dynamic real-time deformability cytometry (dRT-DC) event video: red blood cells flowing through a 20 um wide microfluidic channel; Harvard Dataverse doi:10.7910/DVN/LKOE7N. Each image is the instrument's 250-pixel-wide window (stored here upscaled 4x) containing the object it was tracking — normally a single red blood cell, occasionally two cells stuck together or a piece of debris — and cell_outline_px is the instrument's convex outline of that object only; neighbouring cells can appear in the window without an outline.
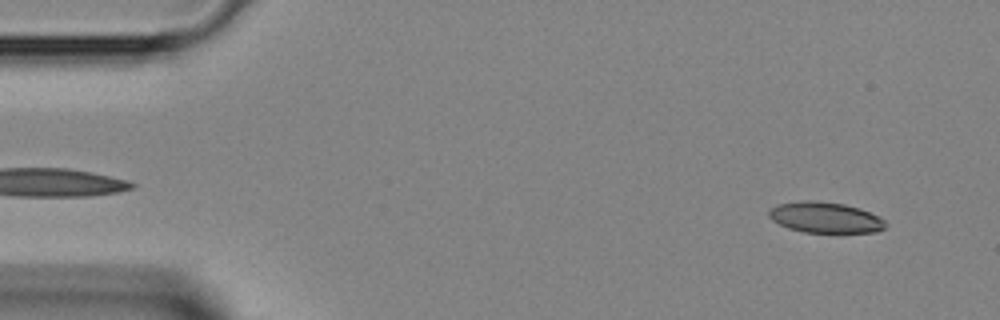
{"species": "Egyptian fruit bat (a non-hibernating species)", "species_latin": "Rousettus aegyptiacus", "temperature_condition": "room temperature", "stored_images_in_passage": 42, "camera_frame_rate_fps": 3000, "um_per_image_px": 0.085, "animal": {"sex": "female"}, "frame": {"image": 1, "passage_image": 3, "time_ms": 0.667, "image_size_px": [1000, 320], "cell_outline_px": [[888, 224], [884, 228], [876, 232], [804, 232], [788, 228], [772, 220], [768, 216], [768, 212], [776, 204], [804, 200], [812, 200], [844, 204], [868, 212], [884, 220]], "centroid_in_image_um": [70.11, 18.48], "position_along_channel_um": 14.9, "area_um2": 20.69}}
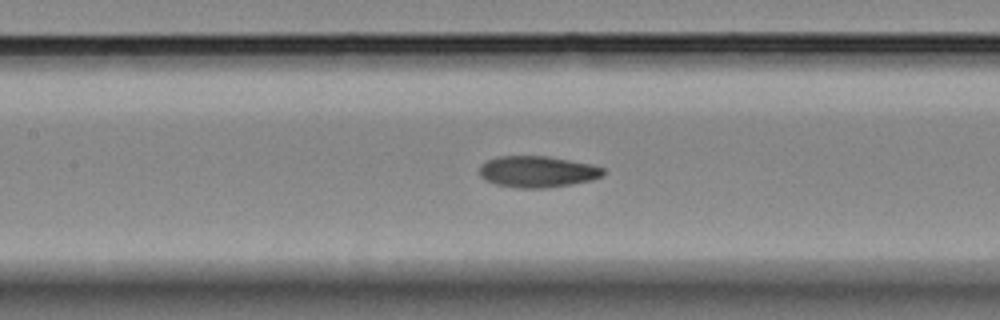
{"frame": {"image": 2, "passage_image": 19, "time_ms": 6.0, "image_size_px": [1000, 320], "cell_outline_px": [[604, 176], [592, 180], [544, 188], [520, 188], [496, 184], [484, 180], [480, 176], [480, 164], [496, 156], [548, 156], [592, 164], [604, 168]], "centroid_in_image_um": [45.67, 14.58], "position_along_channel_um": 161.7, "area_um2": 22.66}}
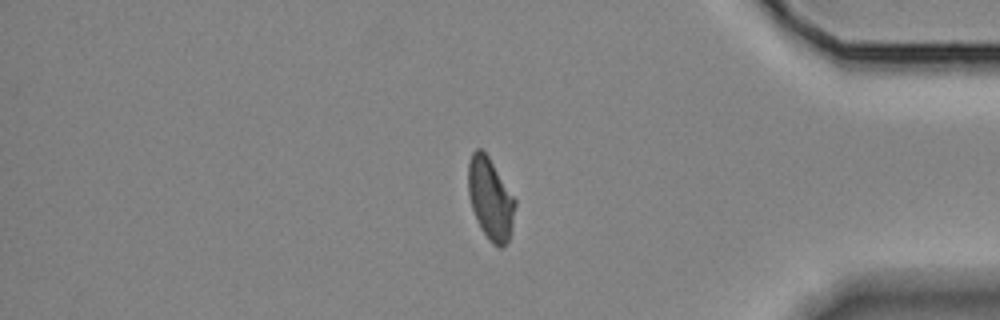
{"frame": {"image": 3, "passage_image": 36, "time_ms": 11.667, "image_size_px": [1000, 320], "cell_outline_px": [[516, 204], [512, 224], [508, 240], [500, 248], [492, 244], [480, 228], [472, 208], [468, 192], [468, 164], [472, 152], [476, 148], [480, 148], [488, 156], [516, 200]], "centroid_in_image_um": [41.67, 16.89], "position_along_channel_um": 393.5, "area_um2": 22.08}}